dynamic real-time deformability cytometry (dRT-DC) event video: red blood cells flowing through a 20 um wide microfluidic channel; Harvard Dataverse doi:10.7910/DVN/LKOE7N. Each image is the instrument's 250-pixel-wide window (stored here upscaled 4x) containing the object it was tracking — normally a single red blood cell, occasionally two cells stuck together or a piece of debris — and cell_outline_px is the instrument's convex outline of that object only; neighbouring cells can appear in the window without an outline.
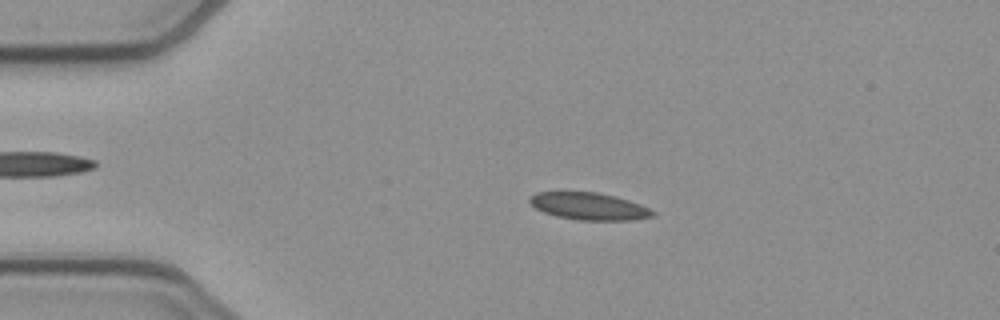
{"species": "common noctule bat (a hibernating species)", "species_latin": "Nyctalus noctula", "temperature_condition": "cold", "stored_images_in_passage": 52, "camera_frame_rate_fps": 3000, "um_per_image_px": 0.085, "animal": {"sex": "female", "body_mass_g": 21.9}, "frame": {"image": 1, "passage_image": 10, "time_ms": 3.0, "image_size_px": [1000, 320], "cell_outline_px": [[656, 216], [632, 220], [576, 220], [556, 216], [544, 212], [536, 208], [528, 200], [528, 196], [536, 192], [596, 192], [616, 196], [640, 204], [656, 212]], "centroid_in_image_um": [50.07, 17.53], "position_along_channel_um": 34.9, "area_um2": 19.59}}
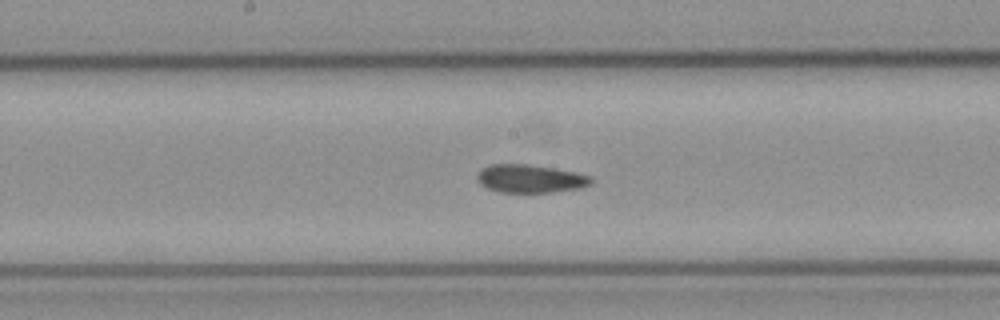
{"frame": {"image": 2, "passage_image": 26, "time_ms": 8.333, "image_size_px": [1000, 320], "cell_outline_px": [[592, 184], [580, 188], [552, 192], [500, 192], [488, 188], [480, 184], [476, 180], [476, 176], [480, 168], [488, 164], [528, 164], [576, 172], [592, 176]], "centroid_in_image_um": [45.04, 15.18], "position_along_channel_um": 203.2, "area_um2": 18.84}}
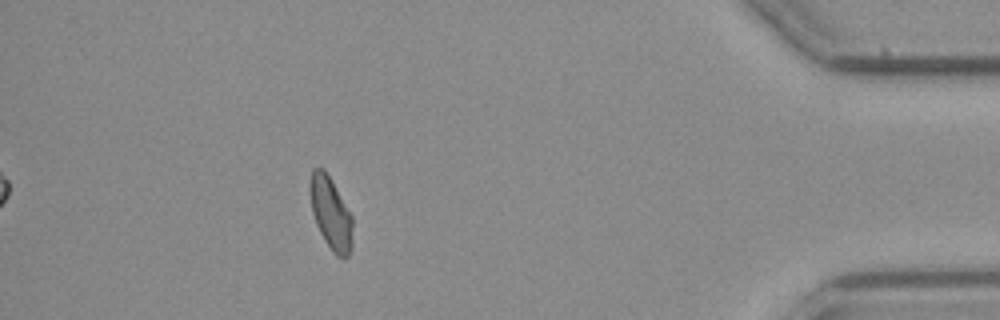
{"frame": {"image": 3, "passage_image": 46, "time_ms": 15.0, "image_size_px": [1000, 320], "cell_outline_px": [[352, 248], [348, 256], [336, 256], [332, 252], [324, 240], [316, 224], [312, 212], [312, 168], [324, 168], [352, 216]], "centroid_in_image_um": [28.15, 18.19], "position_along_channel_um": 407.0, "area_um2": 17.34}, "authors_computed_cell_mechanics": {"area_um2": 18.8428, "velocity_mm_per_s": 3.8747, "shape_relaxation_time_tau1_ms": null, "shape_relaxation_time_tau2_ms": 4.5159, "deformation_change_tau1": null, "deformation_change_tau2": 0.0848}}